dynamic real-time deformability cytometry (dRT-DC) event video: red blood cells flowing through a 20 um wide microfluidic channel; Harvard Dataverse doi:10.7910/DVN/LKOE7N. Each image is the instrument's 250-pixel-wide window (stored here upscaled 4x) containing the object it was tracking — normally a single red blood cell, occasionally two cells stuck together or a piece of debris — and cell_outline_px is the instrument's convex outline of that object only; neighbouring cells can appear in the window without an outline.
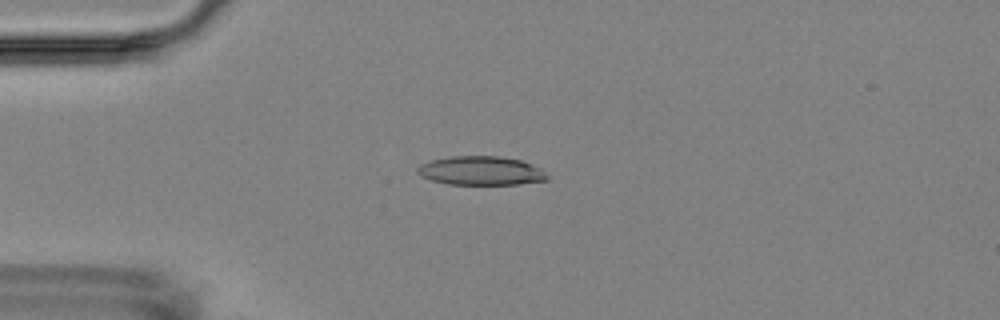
{"species": "Egyptian fruit bat (a non-hibernating species)", "species_latin": "Rousettus aegyptiacus", "temperature_condition": "room temperature", "stored_images_in_passage": 6, "camera_frame_rate_fps": 3000, "um_per_image_px": 0.085, "animal": {"sex": "female"}, "frame": {"image": 1, "passage_image": 4, "time_ms": 4.333, "image_size_px": [1000, 320], "cell_outline_px": [[548, 180], [520, 184], [448, 184], [432, 180], [420, 176], [416, 172], [416, 168], [420, 164], [432, 160], [452, 156], [500, 156], [520, 160], [540, 168], [548, 176]], "centroid_in_image_um": [40.86, 14.51], "position_along_channel_um": 44.1, "area_um2": 21.79}}